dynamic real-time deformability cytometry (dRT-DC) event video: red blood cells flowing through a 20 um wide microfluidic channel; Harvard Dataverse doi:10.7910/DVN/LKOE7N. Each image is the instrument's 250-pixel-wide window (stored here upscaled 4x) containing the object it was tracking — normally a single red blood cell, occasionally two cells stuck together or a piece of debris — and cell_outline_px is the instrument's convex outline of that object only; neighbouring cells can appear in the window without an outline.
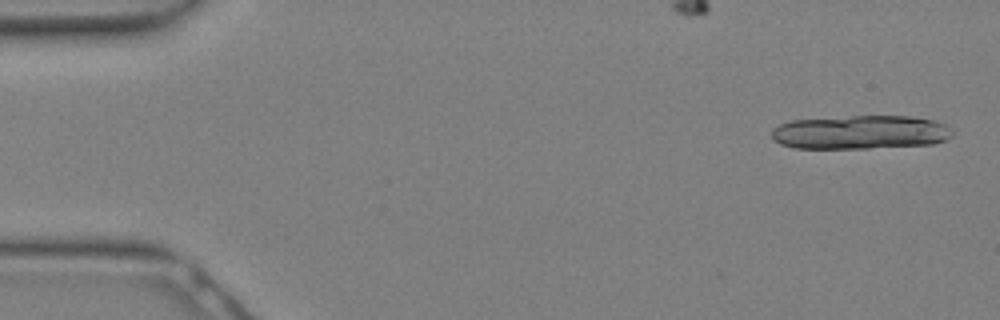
{"species": "Egyptian fruit bat (a non-hibernating species)", "species_latin": "Rousettus aegyptiacus", "temperature_condition": "warm", "stored_images_in_passage": 12, "camera_frame_rate_fps": 3000, "um_per_image_px": 0.085, "animal": {"sex": "female"}, "frame": {"image": 1, "passage_image": 1, "time_ms": 0.0, "image_size_px": [1000, 320], "cell_outline_px": [[952, 136], [944, 140], [932, 144], [868, 148], [796, 148], [780, 144], [772, 136], [772, 128], [780, 124], [792, 120], [852, 116], [912, 116], [936, 120], [944, 124], [952, 132]], "centroid_in_image_um": [73.14, 11.24], "position_along_channel_um": 11.9, "area_um2": 35.55}}